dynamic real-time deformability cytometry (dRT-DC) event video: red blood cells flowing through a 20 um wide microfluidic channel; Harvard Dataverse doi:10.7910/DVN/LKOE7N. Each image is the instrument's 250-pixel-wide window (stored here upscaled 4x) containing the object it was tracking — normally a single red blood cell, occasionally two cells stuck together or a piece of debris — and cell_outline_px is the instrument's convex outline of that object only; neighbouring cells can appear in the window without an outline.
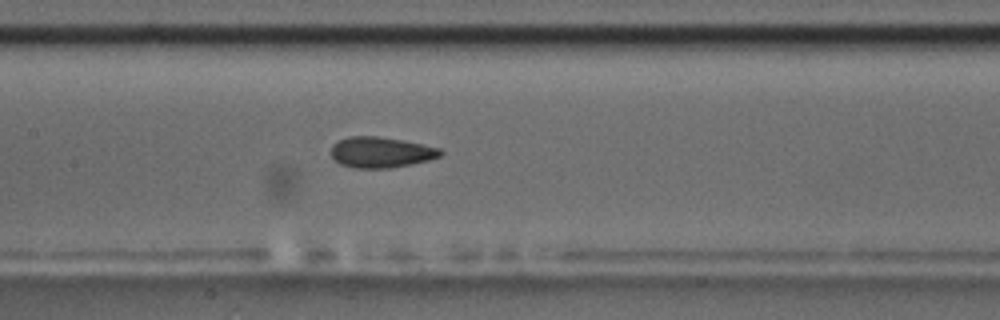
{"species": "common noctule bat (a hibernating species)", "species_latin": "Nyctalus noctula", "temperature_condition": "room temperature", "stored_images_in_passage": 42, "camera_frame_rate_fps": 3000, "um_per_image_px": 0.085, "animal": {"sex": "male", "body_mass_g": 17.5, "forearm_length_mm": 52.3}, "frame": {"image": 1, "passage_image": 19, "time_ms": 6.0, "image_size_px": [1000, 320], "cell_outline_px": [[444, 152], [440, 156], [428, 160], [412, 164], [388, 168], [352, 168], [340, 164], [332, 156], [332, 144], [348, 136], [380, 136], [404, 140], [440, 148]], "centroid_in_image_um": [32.39, 12.94], "position_along_channel_um": 175.0, "area_um2": 19.65}}